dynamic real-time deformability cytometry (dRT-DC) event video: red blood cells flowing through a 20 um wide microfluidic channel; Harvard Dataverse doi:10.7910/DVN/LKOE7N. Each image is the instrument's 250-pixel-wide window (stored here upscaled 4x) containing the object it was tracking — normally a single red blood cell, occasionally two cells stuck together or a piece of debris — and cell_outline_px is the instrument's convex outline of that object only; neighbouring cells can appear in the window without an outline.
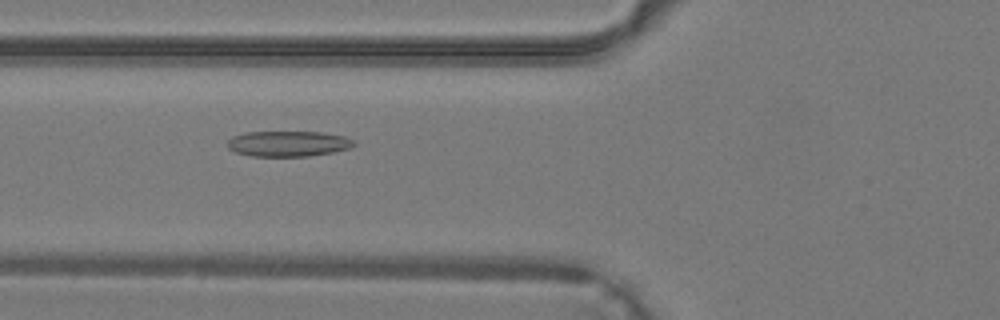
{"species": "common noctule bat (a hibernating species)", "species_latin": "Nyctalus noctula", "temperature_condition": "warm", "stored_images_in_passage": 42, "camera_frame_rate_fps": 3000, "um_per_image_px": 0.085, "animal": {"sex": "male", "body_mass_g": 19.2, "forearm_length_mm": 51.8}, "frame": {"image": 1, "passage_image": 17, "time_ms": 5.333, "image_size_px": [1000, 320], "cell_outline_px": [[356, 144], [348, 148], [332, 152], [308, 156], [252, 156], [236, 152], [228, 148], [228, 140], [232, 136], [244, 132], [320, 132], [344, 136], [352, 140]], "centroid_in_image_um": [24.46, 12.21], "position_along_channel_um": 101.3, "area_um2": 18.67}}
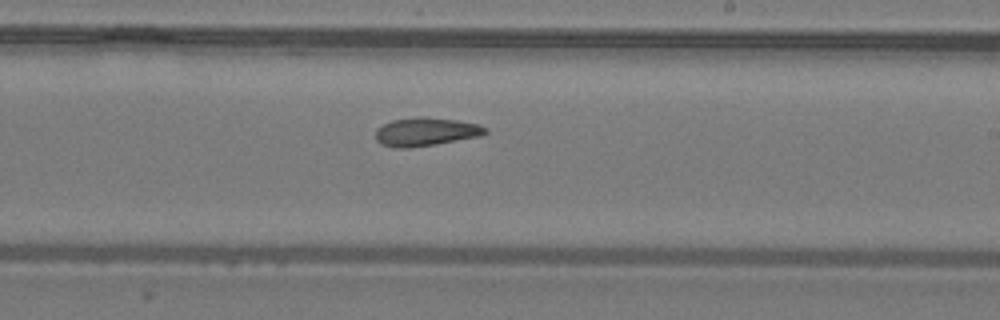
{"frame": {"image": 2, "passage_image": 26, "time_ms": 8.333, "image_size_px": [1000, 320], "cell_outline_px": [[488, 132], [480, 136], [436, 144], [408, 148], [396, 148], [380, 144], [376, 140], [376, 128], [392, 120], [456, 120], [480, 124], [488, 128]], "centroid_in_image_um": [36.21, 11.26], "position_along_channel_um": 252.8, "area_um2": 17.34}}
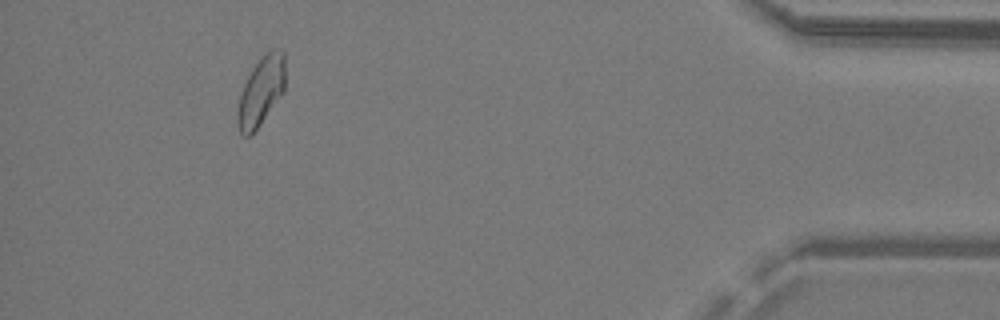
{"frame": {"image": 3, "passage_image": 39, "time_ms": 12.667, "image_size_px": [1000, 320], "cell_outline_px": [[284, 92], [256, 128], [248, 136], [244, 136], [240, 132], [236, 124], [236, 112], [240, 96], [244, 84], [252, 68], [272, 48], [276, 48], [284, 52]], "centroid_in_image_um": [22.17, 7.76], "position_along_channel_um": 413.0, "area_um2": 18.73}}